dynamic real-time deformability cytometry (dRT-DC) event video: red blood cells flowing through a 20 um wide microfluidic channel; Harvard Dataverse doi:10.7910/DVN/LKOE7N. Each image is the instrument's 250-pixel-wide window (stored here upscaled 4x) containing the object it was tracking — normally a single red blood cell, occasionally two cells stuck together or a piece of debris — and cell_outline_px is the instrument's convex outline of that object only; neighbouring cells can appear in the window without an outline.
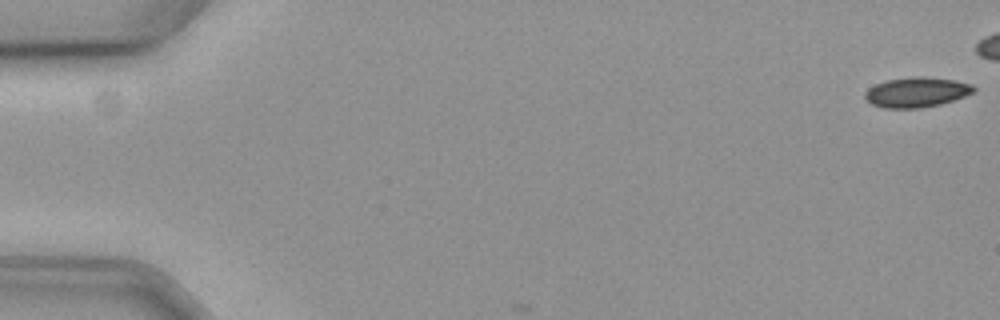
{"species": "common noctule bat (a hibernating species)", "species_latin": "Nyctalus noctula", "temperature_condition": "cold", "stored_images_in_passage": 6, "camera_frame_rate_fps": 3000, "um_per_image_px": 0.085, "animal": {"sex": "female", "body_mass_g": 19.3, "forearm_length_mm": 54.1}, "frame": {"image": 1, "passage_image": 1, "time_ms": 0.0, "image_size_px": [1000, 320], "cell_outline_px": [[976, 88], [972, 92], [964, 96], [940, 104], [920, 108], [884, 108], [872, 104], [864, 96], [864, 92], [868, 88], [876, 84], [888, 80], [912, 76], [924, 76], [956, 80], [972, 84]], "centroid_in_image_um": [77.9, 7.83], "position_along_channel_um": 7.1, "area_um2": 18.96}}